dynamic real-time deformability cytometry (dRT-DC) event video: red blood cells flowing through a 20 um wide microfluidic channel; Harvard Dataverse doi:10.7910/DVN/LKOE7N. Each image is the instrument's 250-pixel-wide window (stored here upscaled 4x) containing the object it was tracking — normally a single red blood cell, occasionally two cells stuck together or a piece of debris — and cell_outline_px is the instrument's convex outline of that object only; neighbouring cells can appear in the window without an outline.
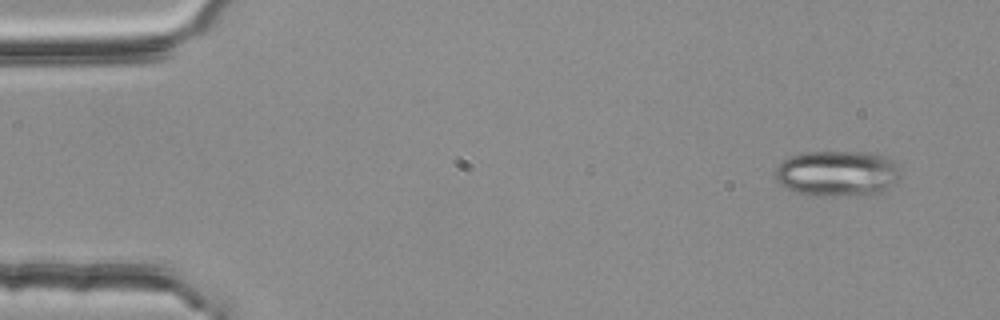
{"species": "common noctule bat (a hibernating species)", "species_latin": "Nyctalus noctula", "temperature_condition": "room temperature", "stored_images_in_passage": 5, "segment_of_instrument_passage": [2, 2], "camera_frame_rate_fps": 3000, "um_per_image_px": 0.085, "animal": {"sex": "female", "body_mass_g": 25.1}, "frame": {"image": 1, "passage_image": 5, "time_ms": 1.333, "image_size_px": [1000, 320], "cell_outline_px": [[900, 176], [896, 180], [876, 196], [812, 196], [796, 192], [780, 184], [776, 180], [772, 172], [788, 156], [804, 152], [876, 152], [888, 156], [896, 164], [900, 172]], "centroid_in_image_um": [71.17, 14.75], "position_along_channel_um": 13.8, "area_um2": 34.16}}